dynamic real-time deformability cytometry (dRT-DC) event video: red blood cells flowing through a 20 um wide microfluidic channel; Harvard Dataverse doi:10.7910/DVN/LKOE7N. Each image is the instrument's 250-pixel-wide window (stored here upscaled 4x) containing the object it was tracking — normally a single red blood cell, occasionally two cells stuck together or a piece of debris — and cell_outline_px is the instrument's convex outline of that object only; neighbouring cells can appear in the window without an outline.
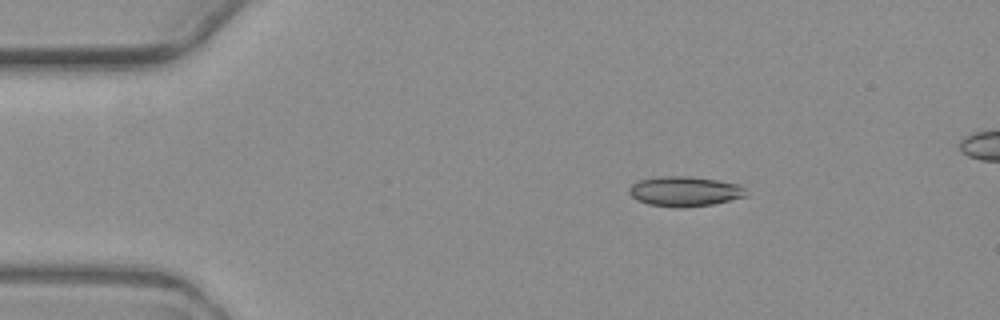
{"species": "common noctule bat (a hibernating species)", "species_latin": "Nyctalus noctula", "temperature_condition": "warm", "stored_images_in_passage": 4, "segment_of_instrument_passage": [1, 2], "camera_frame_rate_fps": 3000, "um_per_image_px": 0.085, "animal": {"sex": "female", "body_mass_g": 19.3, "forearm_length_mm": 54.1}, "frame": {"image": 1, "passage_image": 1, "time_ms": 0.0, "image_size_px": [1000, 320], "cell_outline_px": [[748, 196], [712, 204], [684, 208], [680, 208], [648, 204], [636, 200], [628, 192], [628, 188], [636, 180], [660, 176], [688, 176], [716, 180], [740, 184], [744, 188]], "centroid_in_image_um": [58.17, 16.26], "position_along_channel_um": 26.8, "area_um2": 20.58}}